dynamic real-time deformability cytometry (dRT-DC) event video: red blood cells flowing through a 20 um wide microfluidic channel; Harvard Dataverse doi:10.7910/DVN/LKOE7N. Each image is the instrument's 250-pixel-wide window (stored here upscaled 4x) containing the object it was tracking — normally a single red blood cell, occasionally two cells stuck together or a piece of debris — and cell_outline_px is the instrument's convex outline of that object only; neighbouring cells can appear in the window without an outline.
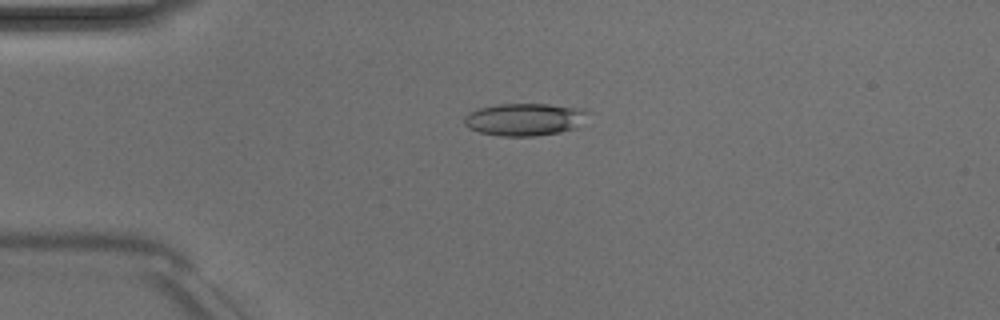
{"species": "Egyptian fruit bat (a non-hibernating species)", "species_latin": "Rousettus aegyptiacus", "temperature_condition": "room temperature", "stored_images_in_passage": 50, "camera_frame_rate_fps": 3000, "um_per_image_px": 0.085, "animal": {"sex": "male"}, "frame": {"image": 1, "passage_image": 12, "time_ms": 3.667, "image_size_px": [1000, 320], "cell_outline_px": [[588, 112], [576, 128], [560, 132], [536, 136], [500, 136], [480, 132], [468, 128], [464, 124], [464, 116], [468, 112], [480, 108], [496, 104], [548, 104], [588, 108]], "centroid_in_image_um": [44.58, 10.14], "position_along_channel_um": 40.4, "area_um2": 23.52}}
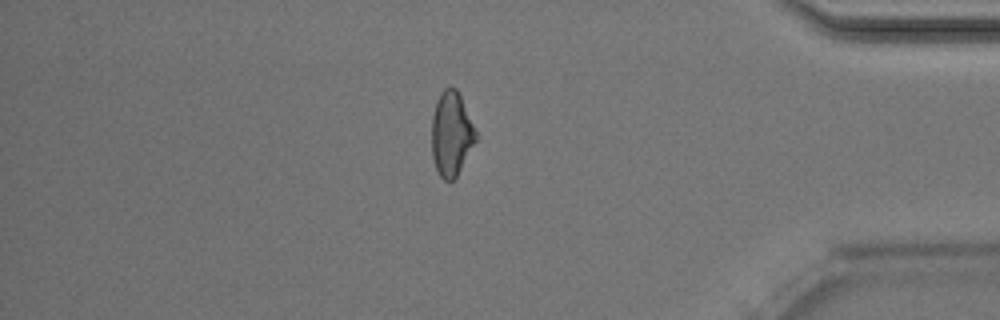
{"frame": {"image": 2, "passage_image": 43, "time_ms": 14.0, "image_size_px": [1000, 320], "cell_outline_px": [[476, 140], [456, 176], [448, 184], [440, 176], [436, 168], [432, 156], [432, 116], [436, 100], [440, 92], [444, 88], [456, 88], [460, 96], [476, 132]], "centroid_in_image_um": [38.33, 11.39], "position_along_channel_um": 396.9, "area_um2": 21.33}}
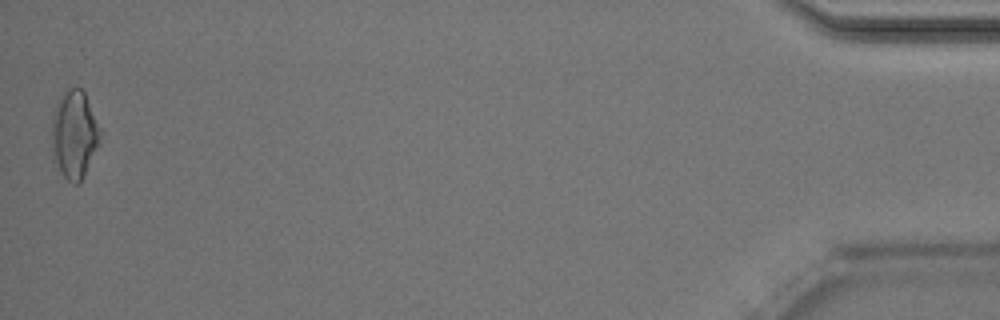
{"frame": {"image": 3, "passage_image": 50, "time_ms": 16.333, "image_size_px": [1000, 320], "cell_outline_px": [[100, 144], [80, 180], [76, 184], [72, 184], [64, 176], [52, 160], [52, 116], [56, 104], [60, 96], [68, 88], [80, 88], [84, 92], [100, 128]], "centroid_in_image_um": [6.29, 11.43], "position_along_channel_um": 428.9, "area_um2": 24.62}, "authors_computed_cell_mechanics": {"area_um2": 22.7732, "velocity_mm_per_s": 4.0247, "shape_relaxation_time_tau1_ms": 5.21, "shape_relaxation_time_tau2_ms": 1.7803, "deformation_change_tau1": 0.1645, "deformation_change_tau2": 0.0892}}